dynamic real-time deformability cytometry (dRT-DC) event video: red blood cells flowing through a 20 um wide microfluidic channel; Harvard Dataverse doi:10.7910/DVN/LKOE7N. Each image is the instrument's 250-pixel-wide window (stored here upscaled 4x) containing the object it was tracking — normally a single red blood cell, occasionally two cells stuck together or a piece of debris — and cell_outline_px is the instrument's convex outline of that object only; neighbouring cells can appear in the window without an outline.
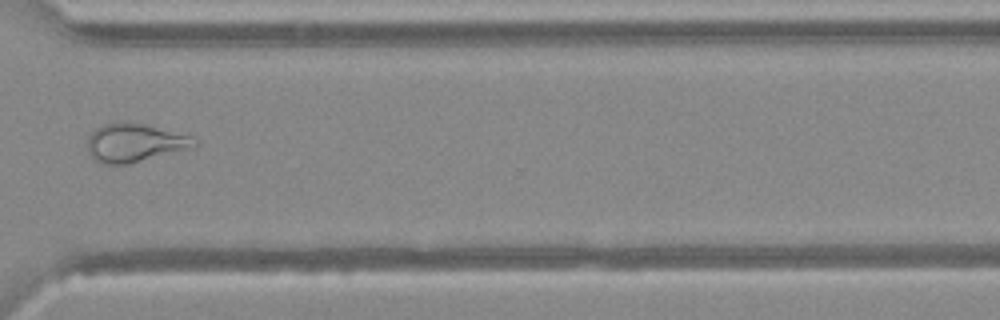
{"species": "Egyptian fruit bat (a non-hibernating species)", "species_latin": "Rousettus aegyptiacus", "temperature_condition": "warm", "stored_images_in_passage": 49, "camera_frame_rate_fps": 3000, "um_per_image_px": 0.085, "animal": {"sex": "female"}, "frame": {"image": 1, "passage_image": 37, "time_ms": 12.0, "image_size_px": [1000, 320], "cell_outline_px": [[200, 144], [196, 148], [128, 164], [104, 164], [96, 160], [88, 152], [88, 136], [100, 124], [124, 120], [128, 120], [192, 136]], "centroid_in_image_um": [11.49, 12.12], "position_along_channel_um": 359.1, "area_um2": 24.51}}
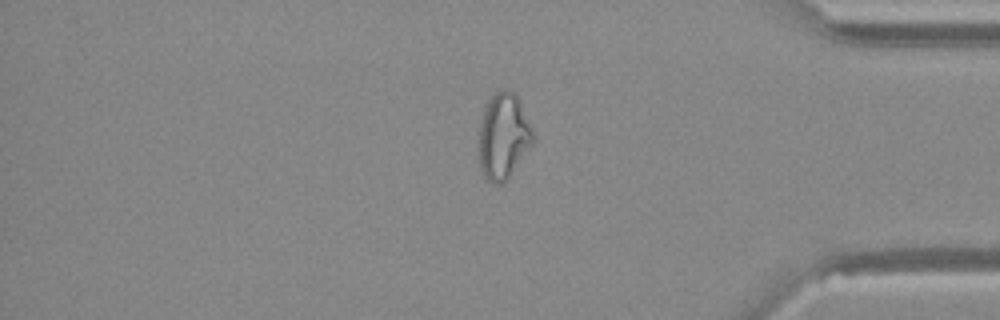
{"frame": {"image": 2, "passage_image": 41, "time_ms": 13.333, "image_size_px": [1000, 320], "cell_outline_px": [[532, 140], [508, 176], [500, 184], [492, 184], [484, 176], [480, 168], [480, 120], [488, 100], [496, 92], [504, 88], [508, 88], [516, 96], [532, 128]], "centroid_in_image_um": [42.74, 11.54], "position_along_channel_um": 392.5, "area_um2": 25.89}}
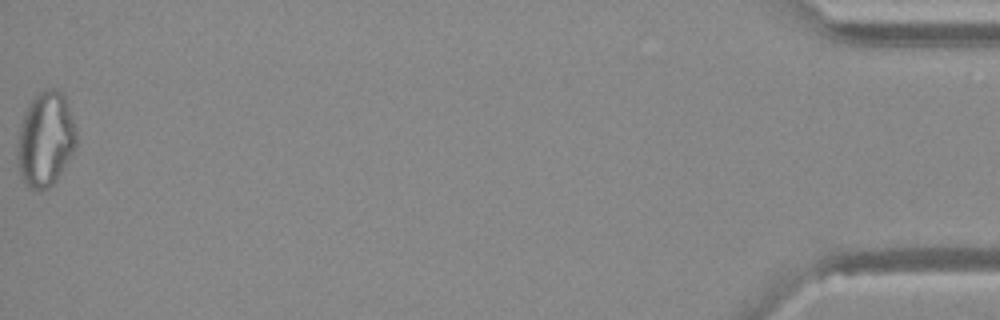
{"frame": {"image": 3, "passage_image": 49, "time_ms": 16.0, "image_size_px": [1000, 320], "cell_outline_px": [[76, 148], [56, 180], [48, 188], [40, 192], [28, 188], [24, 184], [16, 160], [16, 148], [24, 112], [28, 104], [44, 88], [56, 88], [64, 96], [76, 128]], "centroid_in_image_um": [3.85, 11.88], "position_along_channel_um": 431.4, "area_um2": 32.71}}